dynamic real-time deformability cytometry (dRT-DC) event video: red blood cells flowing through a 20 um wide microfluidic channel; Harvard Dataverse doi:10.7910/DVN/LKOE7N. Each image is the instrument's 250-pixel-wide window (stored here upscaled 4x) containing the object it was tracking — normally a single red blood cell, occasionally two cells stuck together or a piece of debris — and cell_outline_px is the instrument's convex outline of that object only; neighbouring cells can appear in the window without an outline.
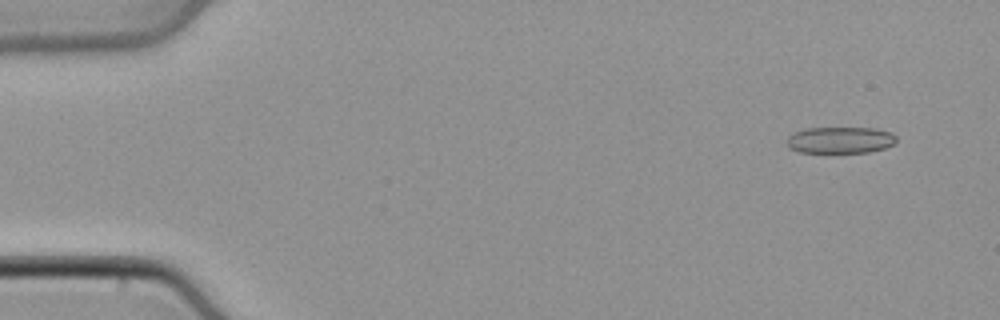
{"species": "common noctule bat (a hibernating species)", "species_latin": "Nyctalus noctula", "temperature_condition": "cold", "stored_images_in_passage": 50, "segment_of_instrument_passage": [1, 2], "camera_frame_rate_fps": 3000, "um_per_image_px": 0.085, "animal": {"sex": "male", "body_mass_g": 21.5, "forearm_length_mm": 52.0}, "frame": {"image": 1, "passage_image": 4, "time_ms": 1.0, "image_size_px": [1000, 320], "cell_outline_px": [[896, 140], [892, 144], [884, 148], [868, 152], [800, 152], [788, 148], [788, 136], [804, 128], [876, 128], [888, 132], [896, 136]], "centroid_in_image_um": [71.4, 11.9], "position_along_channel_um": 13.6, "area_um2": 16.7}}
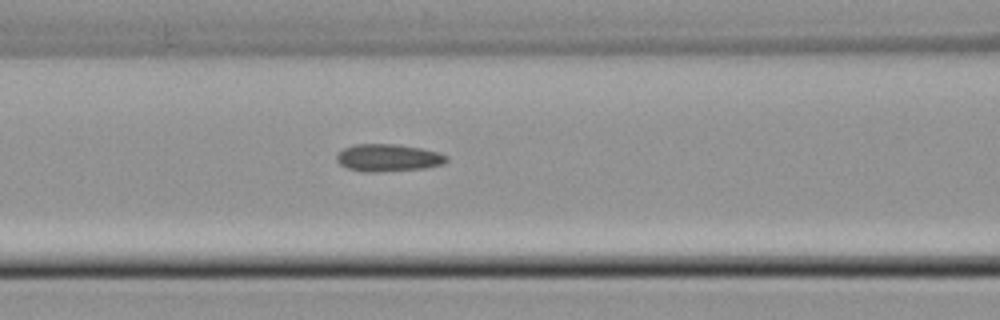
{"frame": {"image": 2, "passage_image": 21, "time_ms": 6.667, "image_size_px": [1000, 320], "cell_outline_px": [[448, 160], [444, 164], [424, 168], [376, 172], [368, 172], [348, 168], [340, 164], [336, 160], [336, 156], [344, 148], [356, 144], [396, 144], [420, 148], [440, 152], [448, 156]], "centroid_in_image_um": [33.03, 13.4], "position_along_channel_um": 133.6, "area_um2": 17.46}}
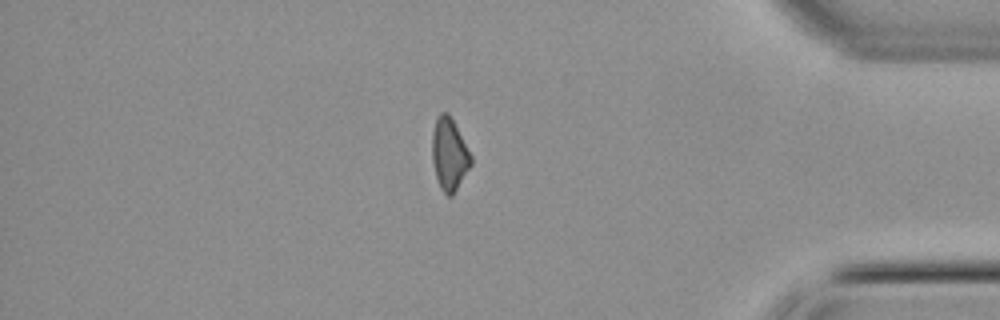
{"frame": {"image": 3, "passage_image": 42, "time_ms": 13.667, "image_size_px": [1000, 320], "cell_outline_px": [[472, 164], [452, 196], [448, 196], [440, 188], [436, 176], [432, 160], [432, 132], [436, 120], [440, 112], [448, 112], [472, 156]], "centroid_in_image_um": [38.18, 13.12], "position_along_channel_um": 397.0, "area_um2": 16.18}}